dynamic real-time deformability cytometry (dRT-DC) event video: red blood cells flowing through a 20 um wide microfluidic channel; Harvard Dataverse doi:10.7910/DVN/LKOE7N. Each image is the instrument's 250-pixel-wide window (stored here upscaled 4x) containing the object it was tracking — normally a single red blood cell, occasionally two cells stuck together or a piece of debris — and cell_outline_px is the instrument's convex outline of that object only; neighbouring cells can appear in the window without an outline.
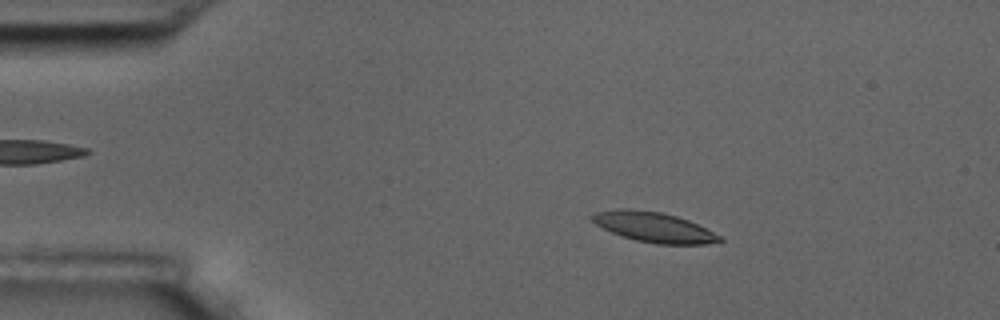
{"species": "common noctule bat (a hibernating species)", "species_latin": "Nyctalus noctula", "temperature_condition": "room temperature", "stored_images_in_passage": 4, "camera_frame_rate_fps": 3000, "um_per_image_px": 0.085, "animal": {"sex": "male", "body_mass_g": 17.5, "forearm_length_mm": 52.3}, "frame": {"image": 1, "passage_image": 2, "time_ms": 1.333, "image_size_px": [1000, 320], "cell_outline_px": [[724, 240], [704, 244], [656, 244], [636, 240], [612, 232], [596, 224], [588, 216], [596, 212], [616, 208], [628, 208], [660, 212], [676, 216], [688, 220], [720, 236]], "centroid_in_image_um": [55.53, 19.29], "position_along_channel_um": 29.5, "area_um2": 22.02}}